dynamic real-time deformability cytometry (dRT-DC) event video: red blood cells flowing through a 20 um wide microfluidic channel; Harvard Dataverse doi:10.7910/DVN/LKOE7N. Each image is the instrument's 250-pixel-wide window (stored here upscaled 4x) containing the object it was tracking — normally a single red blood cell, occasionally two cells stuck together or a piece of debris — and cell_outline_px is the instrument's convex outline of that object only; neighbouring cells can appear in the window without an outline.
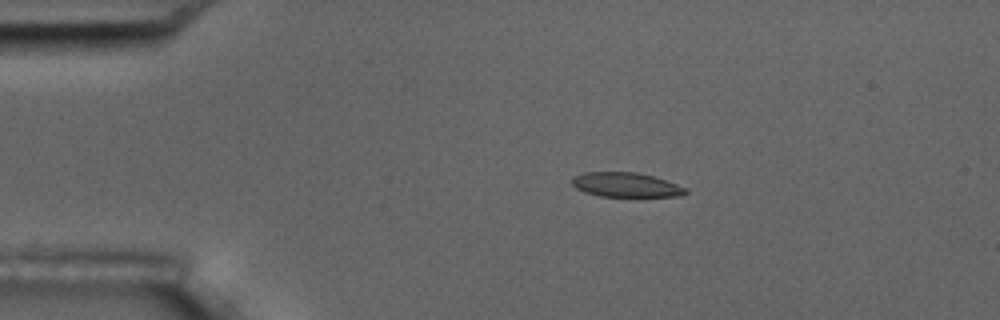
{"species": "common noctule bat (a hibernating species)", "species_latin": "Nyctalus noctula", "temperature_condition": "room temperature", "stored_images_in_passage": 5, "camera_frame_rate_fps": 3000, "um_per_image_px": 0.085, "animal": {"sex": "male", "body_mass_g": 17.5, "forearm_length_mm": 52.3}, "frame": {"image": 1, "passage_image": 4, "time_ms": 3.667, "image_size_px": [1000, 320], "cell_outline_px": [[688, 192], [680, 196], [600, 196], [584, 192], [576, 188], [572, 184], [572, 176], [584, 172], [636, 172], [652, 176], [688, 188]], "centroid_in_image_um": [53.17, 15.7], "position_along_channel_um": 31.8, "area_um2": 16.13}}